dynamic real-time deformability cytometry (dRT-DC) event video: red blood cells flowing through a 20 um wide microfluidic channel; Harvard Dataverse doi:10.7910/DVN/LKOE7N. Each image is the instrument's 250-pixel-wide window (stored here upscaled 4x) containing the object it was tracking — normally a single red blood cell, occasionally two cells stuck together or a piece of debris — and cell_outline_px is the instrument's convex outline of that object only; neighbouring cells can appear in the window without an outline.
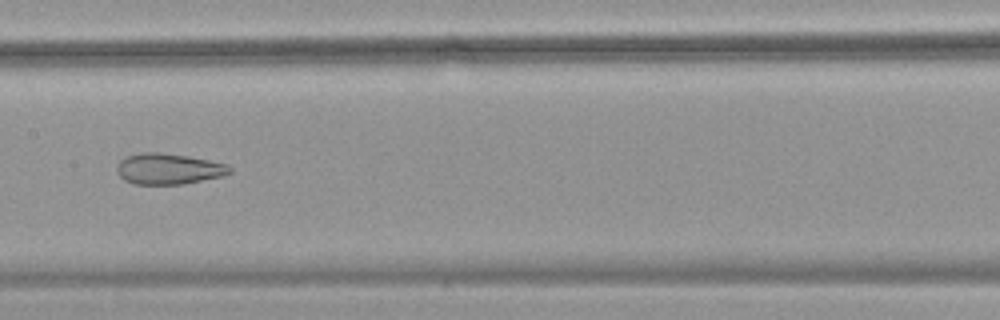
{"species": "common noctule bat (a hibernating species)", "species_latin": "Nyctalus noctula", "temperature_condition": "warm", "stored_images_in_passage": 54, "camera_frame_rate_fps": 3000, "um_per_image_px": 0.085, "animal": {"sex": "female", "body_mass_g": 18.4}, "frame": {"image": 1, "passage_image": 28, "time_ms": 9.0, "image_size_px": [1000, 320], "cell_outline_px": [[232, 172], [224, 176], [184, 184], [136, 184], [124, 180], [116, 172], [116, 164], [120, 160], [128, 156], [140, 152], [160, 152], [188, 156], [228, 164], [232, 168]], "centroid_in_image_um": [14.33, 14.35], "position_along_channel_um": 193.1, "area_um2": 20.52}}
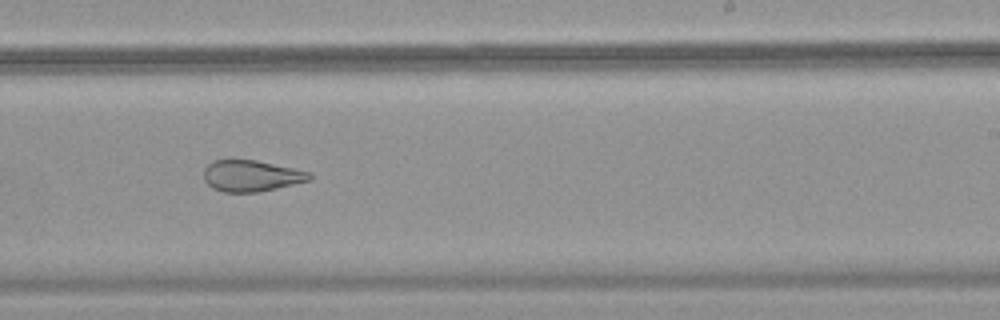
{"frame": {"image": 2, "passage_image": 34, "time_ms": 11.0, "image_size_px": [1000, 320], "cell_outline_px": [[312, 180], [276, 188], [256, 192], [224, 192], [212, 188], [204, 180], [204, 168], [212, 160], [228, 156], [232, 156], [256, 160], [312, 172]], "centroid_in_image_um": [21.31, 14.89], "position_along_channel_um": 267.7, "area_um2": 20.0}}
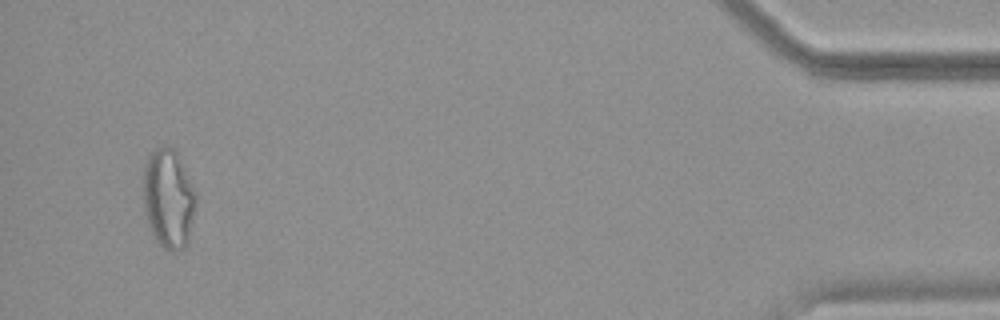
{"frame": {"image": 3, "passage_image": 52, "time_ms": 17.0, "image_size_px": [1000, 320], "cell_outline_px": [[196, 200], [188, 244], [184, 248], [176, 252], [172, 252], [164, 248], [156, 240], [148, 224], [144, 208], [144, 164], [148, 156], [156, 148], [164, 144], [168, 144], [176, 152], [196, 192]], "centroid_in_image_um": [14.32, 16.89], "position_along_channel_um": 420.9, "area_um2": 30.46}, "authors_computed_cell_mechanics": {"area_um2": 26.6458, "velocity_mm_per_s": 3.7459, "shape_relaxation_time_tau1_ms": null, "shape_relaxation_time_tau2_ms": 1.9643, "deformation_change_tau1": null, "deformation_change_tau2": 0.0977}}